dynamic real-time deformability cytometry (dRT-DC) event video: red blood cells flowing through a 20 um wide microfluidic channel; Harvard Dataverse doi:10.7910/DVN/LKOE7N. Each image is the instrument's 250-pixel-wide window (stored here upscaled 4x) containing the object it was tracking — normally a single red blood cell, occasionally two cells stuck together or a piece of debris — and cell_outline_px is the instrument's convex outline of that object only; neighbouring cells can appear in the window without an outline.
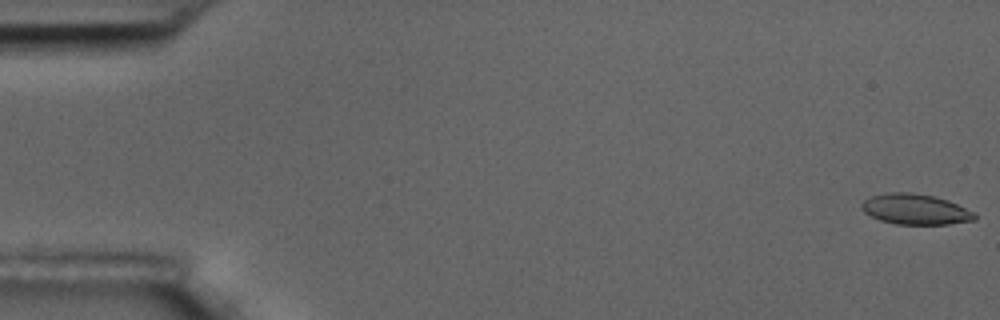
{"species": "common noctule bat (a hibernating species)", "species_latin": "Nyctalus noctula", "temperature_condition": "room temperature", "stored_images_in_passage": 57, "camera_frame_rate_fps": 3000, "um_per_image_px": 0.085, "animal": {"sex": "male", "body_mass_g": 17.5, "forearm_length_mm": 52.3}, "frame": {"image": 1, "passage_image": 1, "time_ms": 0.0, "image_size_px": [1000, 320], "cell_outline_px": [[976, 220], [948, 224], [896, 224], [880, 220], [864, 212], [860, 208], [860, 204], [864, 200], [872, 196], [888, 192], [912, 192], [932, 196], [948, 200], [972, 212], [976, 216]], "centroid_in_image_um": [77.76, 17.78], "position_along_channel_um": 7.2, "area_um2": 19.94}}
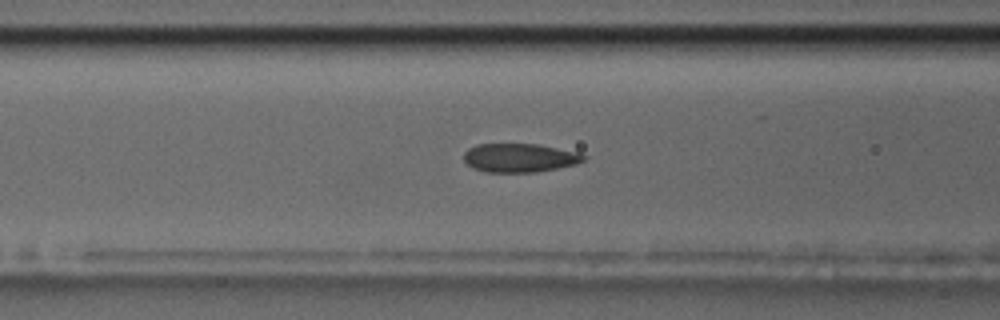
{"frame": {"image": 2, "passage_image": 23, "time_ms": 7.333, "image_size_px": [1000, 320], "cell_outline_px": [[588, 156], [584, 160], [576, 164], [536, 172], [484, 172], [472, 168], [464, 160], [464, 152], [468, 148], [476, 144], [536, 144], [580, 152]], "centroid_in_image_um": [44.17, 13.41], "position_along_channel_um": 122.4, "area_um2": 20.17}}
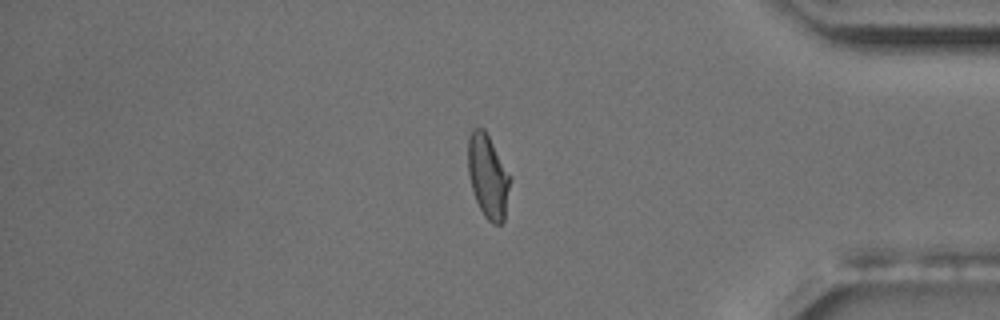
{"frame": {"image": 3, "passage_image": 48, "time_ms": 15.667, "image_size_px": [1000, 320], "cell_outline_px": [[512, 176], [504, 220], [500, 224], [492, 224], [484, 216], [476, 200], [472, 188], [468, 172], [468, 136], [472, 128], [484, 128]], "centroid_in_image_um": [41.49, 14.97], "position_along_channel_um": 393.7, "area_um2": 20.69}, "authors_computed_cell_mechanics": {"area_um2": 20.4612, "velocity_mm_per_s": 3.5726, "shape_relaxation_time_tau1_ms": 7.1091, "shape_relaxation_time_tau2_ms": 1.1099, "deformation_change_tau1": 0.1663, "deformation_change_tau2": 0.0505}}